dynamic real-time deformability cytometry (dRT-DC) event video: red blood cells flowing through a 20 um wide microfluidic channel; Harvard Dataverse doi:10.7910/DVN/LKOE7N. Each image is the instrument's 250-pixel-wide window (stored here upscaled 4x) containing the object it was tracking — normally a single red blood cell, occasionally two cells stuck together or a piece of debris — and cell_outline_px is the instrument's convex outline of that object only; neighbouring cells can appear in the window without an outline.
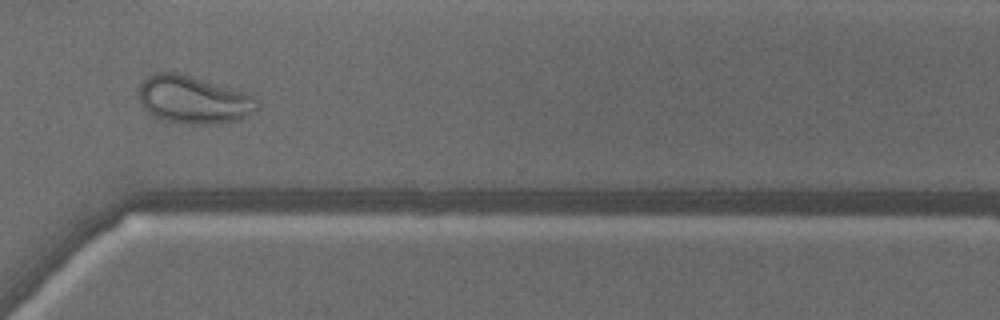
{"species": "common noctule bat (a hibernating species)", "species_latin": "Nyctalus noctula", "temperature_condition": "warm", "stored_images_in_passage": 48, "camera_frame_rate_fps": 3000, "um_per_image_px": 0.085, "animal": {"sex": "male", "body_mass_g": 18.8}, "frame": {"image": 1, "passage_image": 35, "time_ms": 11.333, "image_size_px": [1000, 320], "cell_outline_px": [[260, 108], [248, 116], [236, 120], [208, 124], [188, 124], [164, 120], [148, 112], [144, 108], [140, 100], [140, 84], [148, 76], [156, 72], [180, 72], [244, 92], [260, 100]], "centroid_in_image_um": [16.48, 8.47], "position_along_channel_um": 354.1, "area_um2": 32.89}}